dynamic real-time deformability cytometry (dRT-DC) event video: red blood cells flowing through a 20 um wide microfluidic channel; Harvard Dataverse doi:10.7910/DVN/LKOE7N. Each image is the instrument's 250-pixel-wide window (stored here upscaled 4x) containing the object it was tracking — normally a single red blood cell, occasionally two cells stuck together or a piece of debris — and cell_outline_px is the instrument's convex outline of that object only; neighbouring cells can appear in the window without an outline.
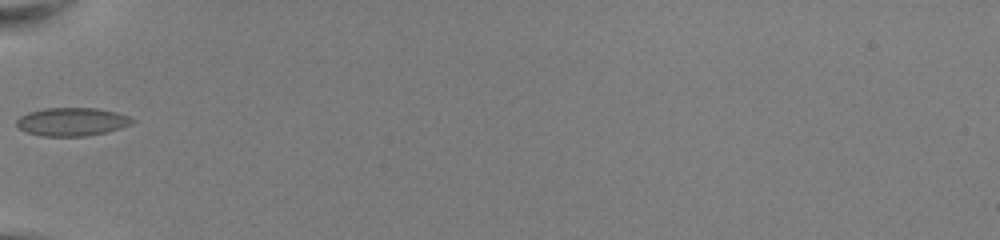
{"species": "common noctule bat (a hibernating species)", "species_latin": "Nyctalus noctula", "temperature_condition": "room temperature", "stored_images_in_passage": 32, "camera_frame_rate_fps": 3000, "um_per_image_px": 0.085, "animal": {"sex": "female", "body_mass_g": 22.0, "forearm_length_mm": 56.7}, "frame": {"image": 1, "passage_image": 1, "time_ms": 0.0, "image_size_px": [1000, 240], "cell_outline_px": [[136, 120], [132, 124], [120, 128], [88, 136], [40, 136], [28, 132], [20, 128], [16, 124], [16, 120], [20, 116], [28, 112], [44, 108], [96, 108], [116, 112], [128, 116]], "centroid_in_image_um": [6.12, 10.34], "position_along_channel_um": 78.9, "area_um2": 19.02}}
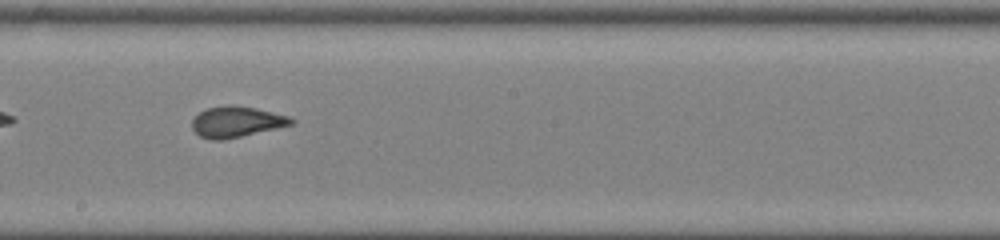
{"frame": {"image": 2, "passage_image": 12, "time_ms": 3.667, "image_size_px": [1000, 240], "cell_outline_px": [[296, 120], [292, 124], [276, 128], [240, 136], [220, 140], [212, 140], [200, 136], [192, 128], [192, 120], [200, 112], [208, 108], [228, 104], [232, 104], [256, 108], [288, 116]], "centroid_in_image_um": [20.09, 10.34], "position_along_channel_um": 228.1, "area_um2": 17.57}}
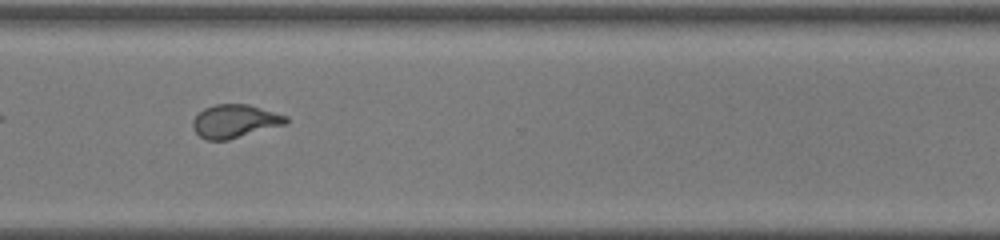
{"frame": {"image": 3, "passage_image": 21, "time_ms": 6.667, "image_size_px": [1000, 240], "cell_outline_px": [[288, 124], [228, 140], [208, 140], [200, 136], [192, 128], [192, 120], [204, 108], [216, 104], [248, 104], [288, 116]], "centroid_in_image_um": [19.98, 10.3], "position_along_channel_um": 350.6, "area_um2": 18.15}}